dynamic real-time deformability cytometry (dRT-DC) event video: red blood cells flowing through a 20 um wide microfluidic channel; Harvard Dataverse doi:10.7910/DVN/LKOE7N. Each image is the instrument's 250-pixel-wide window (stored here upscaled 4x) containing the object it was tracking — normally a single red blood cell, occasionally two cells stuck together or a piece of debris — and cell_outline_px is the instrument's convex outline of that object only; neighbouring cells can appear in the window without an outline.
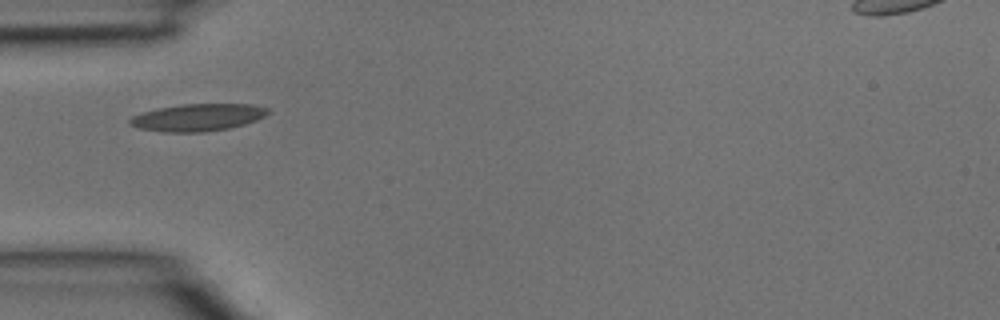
{"species": "common noctule bat (a hibernating species)", "species_latin": "Nyctalus noctula", "temperature_condition": "room temperature", "stored_images_in_passage": 26, "camera_frame_rate_fps": 3000, "um_per_image_px": 0.085, "animal": {"sex": "male", "body_mass_g": 15.6}, "frame": {"image": 1, "passage_image": 1, "time_ms": 0.0, "image_size_px": [1000, 320], "cell_outline_px": [[268, 112], [264, 116], [256, 120], [244, 124], [228, 128], [204, 132], [164, 132], [140, 128], [128, 124], [128, 120], [132, 116], [140, 112], [156, 108], [184, 104], [252, 104], [268, 108]], "centroid_in_image_um": [16.76, 9.97], "position_along_channel_um": 68.2, "area_um2": 21.91}}
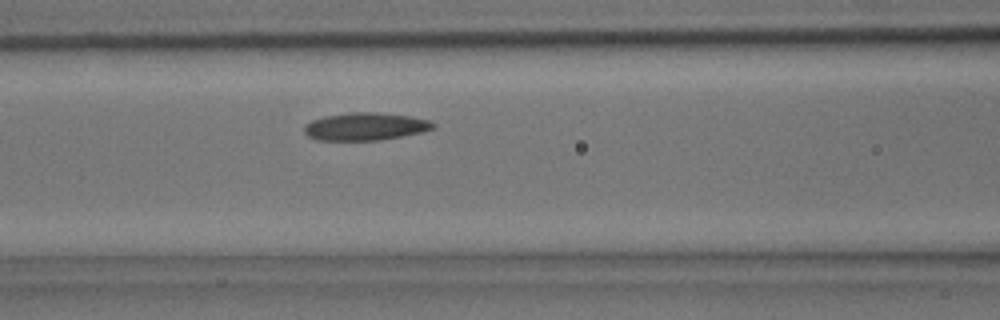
{"frame": {"image": 2, "passage_image": 5, "time_ms": 1.333, "image_size_px": [1000, 320], "cell_outline_px": [[436, 128], [424, 132], [380, 140], [316, 140], [308, 136], [304, 132], [304, 124], [312, 120], [324, 116], [348, 112], [376, 112], [412, 116], [432, 120], [436, 124]], "centroid_in_image_um": [31.1, 10.74], "position_along_channel_um": 135.5, "area_um2": 21.15}}
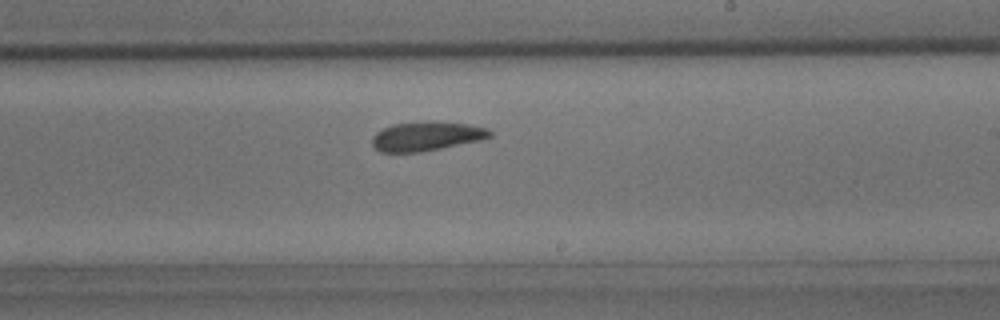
{"frame": {"image": 3, "passage_image": 12, "time_ms": 3.667, "image_size_px": [1000, 320], "cell_outline_px": [[492, 136], [480, 140], [420, 152], [380, 152], [372, 144], [372, 136], [376, 132], [392, 124], [468, 124], [488, 128], [492, 132]], "centroid_in_image_um": [36.23, 11.62], "position_along_channel_um": 252.8, "area_um2": 19.02}}